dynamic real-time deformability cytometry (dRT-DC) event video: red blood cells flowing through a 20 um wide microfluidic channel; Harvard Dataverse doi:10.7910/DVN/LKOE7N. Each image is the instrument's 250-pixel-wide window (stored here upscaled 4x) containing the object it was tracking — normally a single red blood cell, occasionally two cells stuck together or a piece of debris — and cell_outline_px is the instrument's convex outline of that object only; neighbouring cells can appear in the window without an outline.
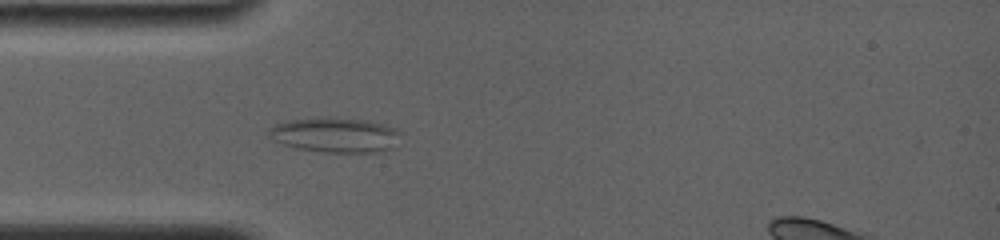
{"species": "common noctule bat (a hibernating species)", "species_latin": "Nyctalus noctula", "temperature_condition": "room temperature", "stored_images_in_passage": 4, "camera_frame_rate_fps": 4000, "um_per_image_px": 0.085, "animal": {"sex": "female", "body_mass_g": 19.0, "forearm_length_mm": 56.7}, "frame": {"image": 1, "passage_image": 4, "time_ms": 3.0, "image_size_px": [1000, 240], "cell_outline_px": [[400, 132], [388, 148], [376, 152], [324, 152], [300, 148], [284, 144], [268, 136], [268, 128], [276, 124], [288, 120], [324, 116], [332, 116], [368, 120], [384, 124], [396, 128]], "centroid_in_image_um": [28.43, 11.43], "position_along_channel_um": 56.6, "area_um2": 26.59}}